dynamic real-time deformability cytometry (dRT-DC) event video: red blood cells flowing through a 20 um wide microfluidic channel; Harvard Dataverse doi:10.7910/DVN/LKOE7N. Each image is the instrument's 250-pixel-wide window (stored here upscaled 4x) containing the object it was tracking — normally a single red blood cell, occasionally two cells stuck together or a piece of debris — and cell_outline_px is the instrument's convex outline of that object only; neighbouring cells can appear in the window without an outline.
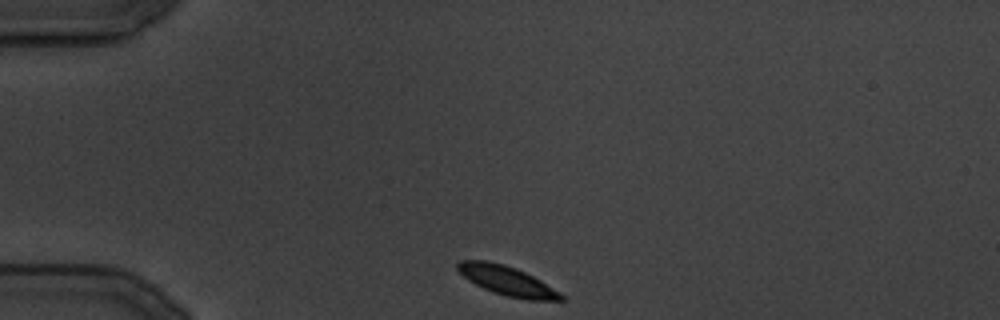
{"species": "common noctule bat (a hibernating species)", "species_latin": "Nyctalus noctula", "temperature_condition": "cold", "stored_images_in_passage": 16, "camera_frame_rate_fps": 3000, "um_per_image_px": 0.085, "animal": {"sex": "male", "body_mass_g": 19.5, "forearm_length_mm": 54.6}, "frame": {"image": 1, "passage_image": 1, "time_ms": 0.0, "image_size_px": [1000, 320], "cell_outline_px": [[564, 300], [528, 300], [508, 296], [492, 292], [468, 280], [456, 268], [456, 264], [460, 260], [488, 260], [504, 264], [516, 268], [540, 280], [560, 292], [564, 296]], "centroid_in_image_um": [43.09, 23.85], "position_along_channel_um": 41.9, "area_um2": 17.57}}